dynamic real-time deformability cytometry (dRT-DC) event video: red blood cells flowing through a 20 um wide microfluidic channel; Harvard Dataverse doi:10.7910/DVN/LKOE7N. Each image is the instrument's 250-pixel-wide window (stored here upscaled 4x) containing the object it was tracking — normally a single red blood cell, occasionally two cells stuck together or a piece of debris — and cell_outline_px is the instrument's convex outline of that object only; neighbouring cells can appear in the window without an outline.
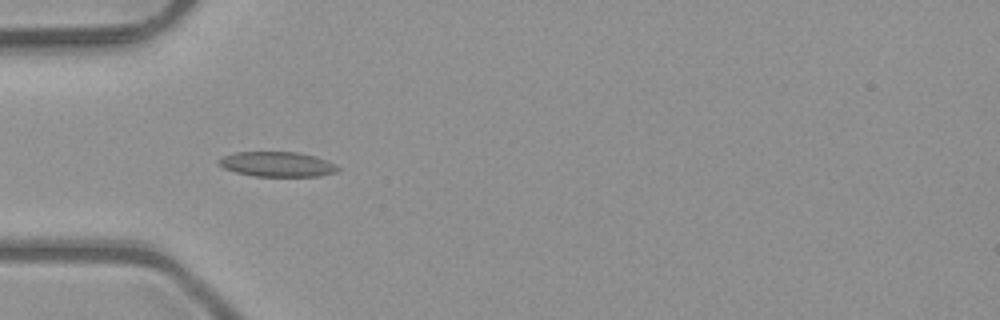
{"species": "common noctule bat (a hibernating species)", "species_latin": "Nyctalus noctula", "temperature_condition": "room temperature", "stored_images_in_passage": 5, "camera_frame_rate_fps": 3000, "um_per_image_px": 0.085, "animal": {"sex": "male", "body_mass_g": 23.1, "forearm_length_mm": 52.7}, "frame": {"image": 1, "passage_image": 4, "time_ms": 1.0, "image_size_px": [1000, 320], "cell_outline_px": [[340, 168], [336, 172], [320, 176], [256, 176], [236, 172], [224, 168], [216, 160], [224, 156], [236, 152], [300, 152], [316, 156], [328, 160], [336, 164]], "centroid_in_image_um": [23.61, 13.95], "position_along_channel_um": 61.4, "area_um2": 17.34}}
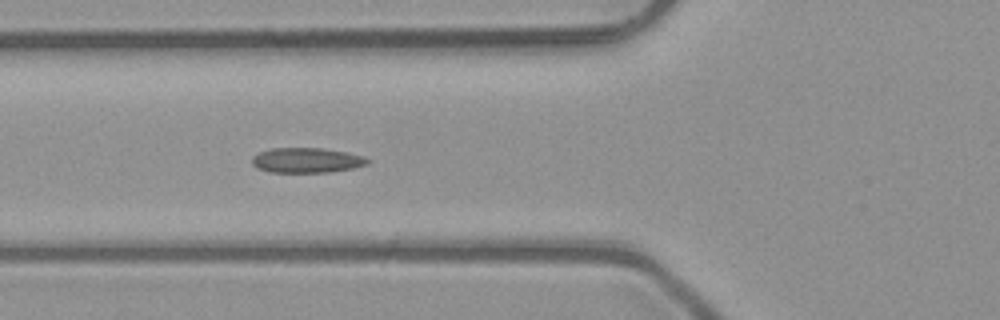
{"frame": {"image": 2, "passage_image": 5, "time_ms": 1.333, "image_size_px": [1000, 320], "cell_outline_px": [[372, 160], [368, 164], [352, 168], [328, 172], [268, 172], [256, 168], [252, 164], [252, 156], [260, 152], [272, 148], [320, 148], [344, 152], [364, 156]], "centroid_in_image_um": [26.05, 13.63], "position_along_channel_um": 99.8, "area_um2": 16.82}}